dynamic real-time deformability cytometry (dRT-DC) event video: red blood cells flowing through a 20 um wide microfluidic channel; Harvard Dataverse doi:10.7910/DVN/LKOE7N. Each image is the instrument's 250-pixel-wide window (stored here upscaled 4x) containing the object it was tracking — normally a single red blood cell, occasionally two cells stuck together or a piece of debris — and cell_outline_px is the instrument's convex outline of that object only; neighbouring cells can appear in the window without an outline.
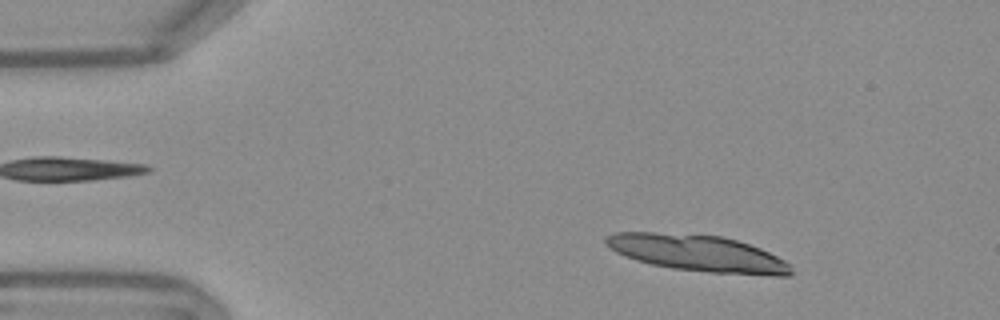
{"species": "Egyptian fruit bat (a non-hibernating species)", "species_latin": "Rousettus aegyptiacus", "temperature_condition": "warm", "stored_images_in_passage": 19, "camera_frame_rate_fps": 3000, "um_per_image_px": 0.085, "frame": {"image": 1, "passage_image": 6, "time_ms": 1.667, "image_size_px": [1000, 320], "cell_outline_px": [[792, 272], [788, 276], [776, 276], [712, 272], [672, 268], [652, 264], [636, 260], [624, 256], [616, 252], [604, 244], [604, 236], [612, 232], [656, 232], [720, 236], [736, 240], [760, 248], [784, 260], [788, 264]], "centroid_in_image_um": [59.24, 21.51], "position_along_channel_um": 25.8, "area_um2": 39.19}}
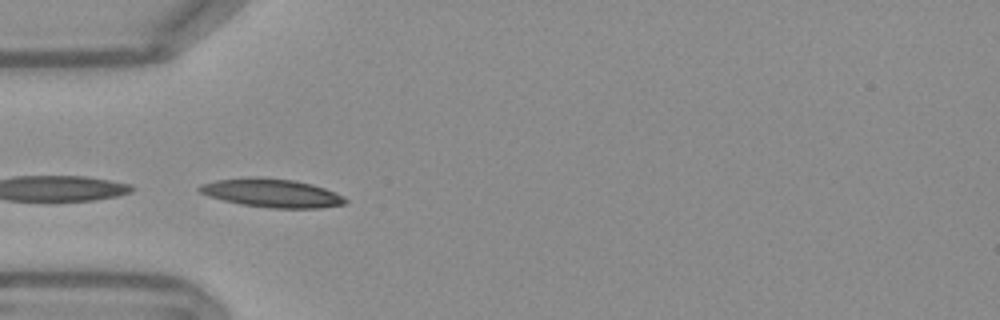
{"frame": {"image": 2, "passage_image": 15, "time_ms": 4.667, "image_size_px": [1000, 320], "cell_outline_px": [[348, 200], [344, 204], [320, 208], [268, 208], [240, 204], [208, 196], [200, 192], [196, 188], [200, 184], [216, 180], [256, 176], [292, 180], [312, 184], [324, 188], [344, 196]], "centroid_in_image_um": [23.08, 16.41], "position_along_channel_um": 61.9, "area_um2": 24.28}}